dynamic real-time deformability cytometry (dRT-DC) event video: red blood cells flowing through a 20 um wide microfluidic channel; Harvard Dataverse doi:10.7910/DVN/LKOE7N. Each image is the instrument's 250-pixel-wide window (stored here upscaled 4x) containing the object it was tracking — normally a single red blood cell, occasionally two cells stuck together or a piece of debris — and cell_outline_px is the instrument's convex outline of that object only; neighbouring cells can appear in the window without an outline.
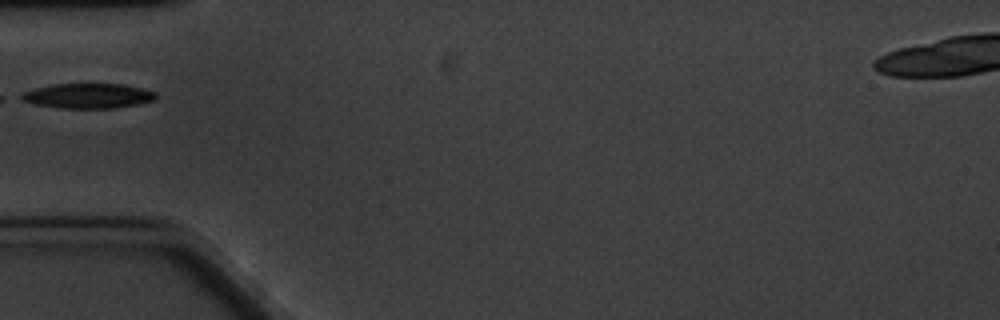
{"species": "common noctule bat (a hibernating species)", "species_latin": "Nyctalus noctula", "temperature_condition": "cold", "stored_images_in_passage": 8, "camera_frame_rate_fps": 3000, "um_per_image_px": 0.085, "animal": {"sex": "male", "body_mass_g": 20.1, "forearm_length_mm": 53.5}, "frame": {"image": 1, "passage_image": 1, "time_ms": 0.0, "image_size_px": [1000, 320], "cell_outline_px": [[156, 100], [136, 104], [112, 108], [56, 108], [36, 104], [20, 100], [12, 96], [20, 92], [36, 88], [56, 84], [124, 84], [144, 88], [156, 92]], "centroid_in_image_um": [7.4, 8.14], "position_along_channel_um": 77.6, "area_um2": 19.83}}